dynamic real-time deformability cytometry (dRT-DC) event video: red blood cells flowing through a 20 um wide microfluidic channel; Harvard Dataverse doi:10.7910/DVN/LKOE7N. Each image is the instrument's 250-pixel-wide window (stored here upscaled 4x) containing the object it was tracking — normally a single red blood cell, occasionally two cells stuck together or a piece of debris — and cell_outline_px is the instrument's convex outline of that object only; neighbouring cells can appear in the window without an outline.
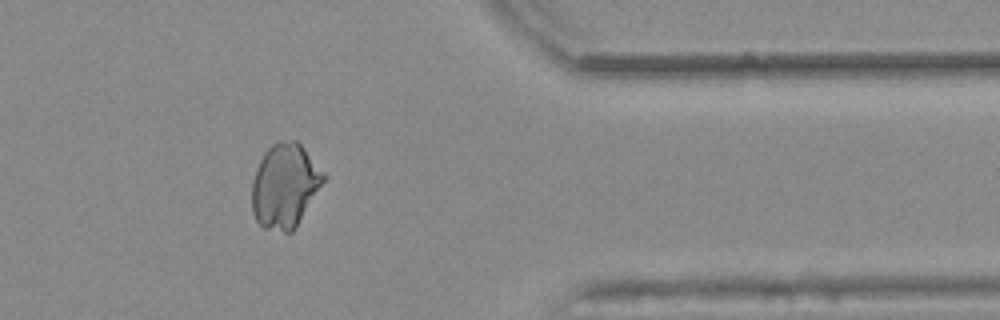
{"species": "common noctule bat (a hibernating species)", "species_latin": "Nyctalus noctula", "temperature_condition": "warm", "stored_images_in_passage": 46, "camera_frame_rate_fps": 3000, "um_per_image_px": 0.085, "animal": {"sex": "female", "body_mass_g": 25.1}, "frame": {"image": 1, "passage_image": 42, "time_ms": 13.667, "image_size_px": [1000, 320], "cell_outline_px": [[324, 180], [296, 228], [292, 232], [284, 232], [264, 228], [256, 220], [252, 212], [252, 180], [256, 168], [264, 152], [276, 140], [296, 140], [300, 144], [324, 172]], "centroid_in_image_um": [24.18, 15.78], "position_along_channel_um": 387.2, "area_um2": 35.08}}